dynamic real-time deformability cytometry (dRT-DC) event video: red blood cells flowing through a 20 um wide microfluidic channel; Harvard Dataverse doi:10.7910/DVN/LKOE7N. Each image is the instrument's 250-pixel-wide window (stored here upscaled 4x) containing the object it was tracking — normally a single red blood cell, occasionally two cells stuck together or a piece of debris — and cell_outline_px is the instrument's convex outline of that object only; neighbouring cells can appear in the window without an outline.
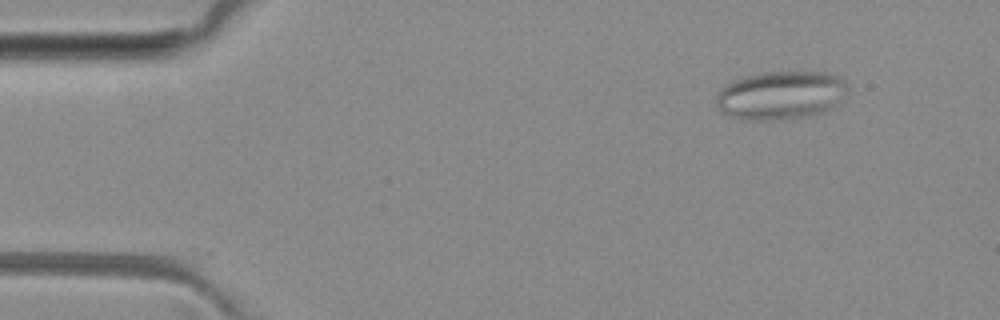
{"species": "common noctule bat (a hibernating species)", "species_latin": "Nyctalus noctula", "temperature_condition": "room temperature", "stored_images_in_passage": 8, "camera_frame_rate_fps": 3000, "um_per_image_px": 0.085, "animal": {"sex": "female", "body_mass_g": 29.2, "forearm_length_mm": 56.3}, "frame": {"image": 1, "passage_image": 1, "time_ms": 0.0, "image_size_px": [1000, 320], "cell_outline_px": [[848, 92], [836, 104], [824, 112], [808, 116], [780, 120], [740, 120], [720, 112], [716, 104], [716, 96], [720, 88], [724, 84], [732, 80], [760, 72], [828, 72], [844, 80], [848, 88]], "centroid_in_image_um": [66.32, 8.1], "position_along_channel_um": 18.7, "area_um2": 37.63}}
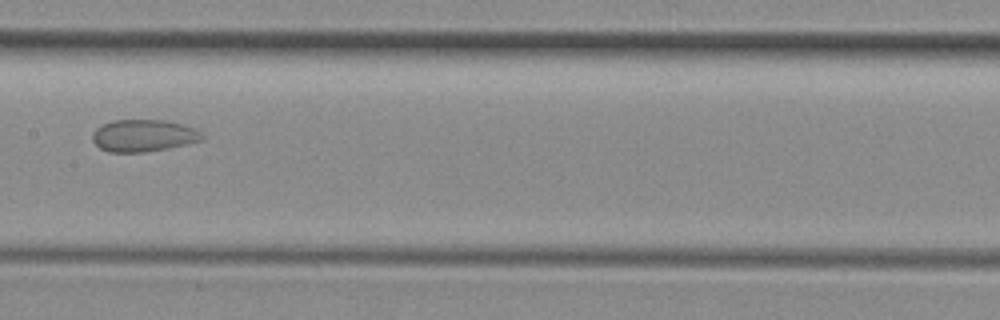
{"frame": {"image": 2, "passage_image": 7, "time_ms": 6.667, "image_size_px": [1000, 320], "cell_outline_px": [[204, 140], [188, 144], [168, 148], [144, 152], [108, 152], [100, 148], [92, 140], [92, 132], [96, 128], [112, 120], [160, 120], [180, 124], [196, 128], [204, 136]], "centroid_in_image_um": [12.2, 11.53], "position_along_channel_um": 195.2, "area_um2": 20.52}}
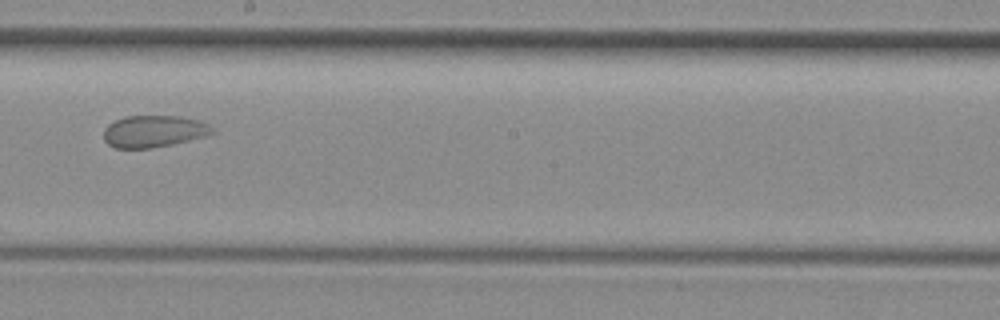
{"frame": {"image": 3, "passage_image": 8, "time_ms": 7.667, "image_size_px": [1000, 320], "cell_outline_px": [[216, 132], [204, 136], [172, 144], [152, 148], [116, 148], [108, 144], [104, 140], [104, 128], [108, 124], [124, 116], [180, 116], [196, 120], [208, 124]], "centroid_in_image_um": [13.04, 11.16], "position_along_channel_um": 235.2, "area_um2": 20.06}}